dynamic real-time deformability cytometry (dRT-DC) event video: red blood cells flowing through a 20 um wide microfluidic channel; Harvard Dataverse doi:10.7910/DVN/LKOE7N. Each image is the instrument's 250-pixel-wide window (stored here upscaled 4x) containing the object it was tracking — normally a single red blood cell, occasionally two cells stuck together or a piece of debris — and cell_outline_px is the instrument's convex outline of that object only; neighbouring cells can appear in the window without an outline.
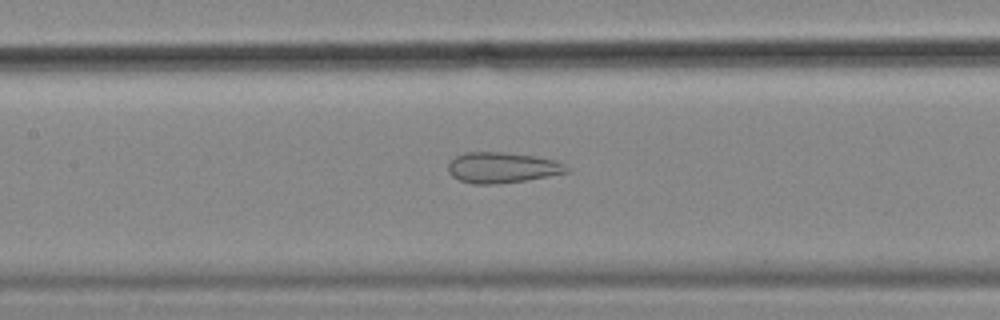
{"species": "common noctule bat (a hibernating species)", "species_latin": "Nyctalus noctula", "temperature_condition": "cold", "stored_images_in_passage": 55, "camera_frame_rate_fps": 3000, "um_per_image_px": 0.085, "animal": {"sex": "female", "body_mass_g": 18.4}, "frame": {"image": 1, "passage_image": 25, "time_ms": 8.0, "image_size_px": [1000, 320], "cell_outline_px": [[572, 168], [568, 172], [548, 176], [524, 180], [496, 184], [472, 184], [460, 180], [452, 176], [448, 172], [448, 164], [456, 156], [464, 152], [504, 152], [536, 156], [556, 160]], "centroid_in_image_um": [42.7, 14.24], "position_along_channel_um": 164.7, "area_um2": 21.27}}
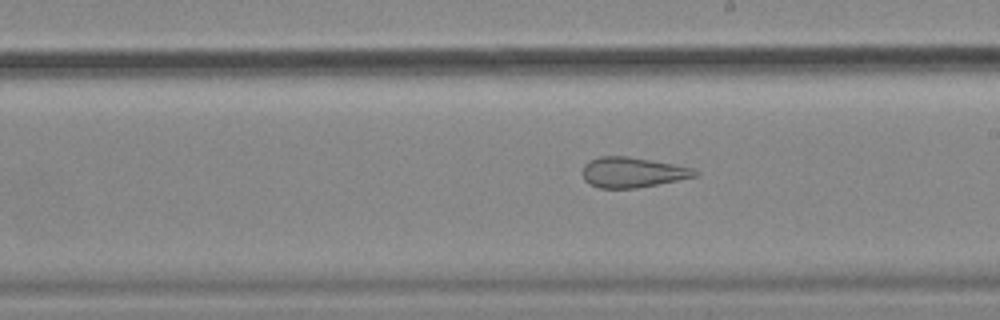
{"frame": {"image": 2, "passage_image": 31, "time_ms": 10.0, "image_size_px": [1000, 320], "cell_outline_px": [[700, 172], [696, 176], [636, 188], [600, 188], [584, 180], [584, 164], [588, 160], [600, 156], [628, 156], [672, 164], [692, 168]], "centroid_in_image_um": [53.74, 14.64], "position_along_channel_um": 235.3, "area_um2": 19.48}}
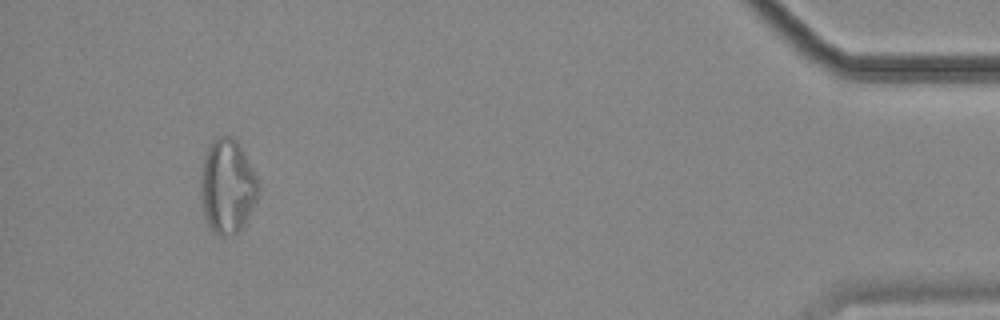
{"frame": {"image": 3, "passage_image": 52, "time_ms": 17.0, "image_size_px": [1000, 320], "cell_outline_px": [[260, 184], [256, 200], [240, 228], [232, 236], [220, 236], [212, 232], [204, 216], [200, 192], [200, 168], [208, 144], [220, 136], [232, 136], [240, 144]], "centroid_in_image_um": [19.29, 15.81], "position_along_channel_um": 415.9, "area_um2": 31.79}, "authors_computed_cell_mechanics": {"area_um2": 27.6284, "velocity_mm_per_s": 3.5523, "shape_relaxation_time_tau1_ms": null, "shape_relaxation_time_tau2_ms": 2.3563, "deformation_change_tau1": null, "deformation_change_tau2": 0.1002}}